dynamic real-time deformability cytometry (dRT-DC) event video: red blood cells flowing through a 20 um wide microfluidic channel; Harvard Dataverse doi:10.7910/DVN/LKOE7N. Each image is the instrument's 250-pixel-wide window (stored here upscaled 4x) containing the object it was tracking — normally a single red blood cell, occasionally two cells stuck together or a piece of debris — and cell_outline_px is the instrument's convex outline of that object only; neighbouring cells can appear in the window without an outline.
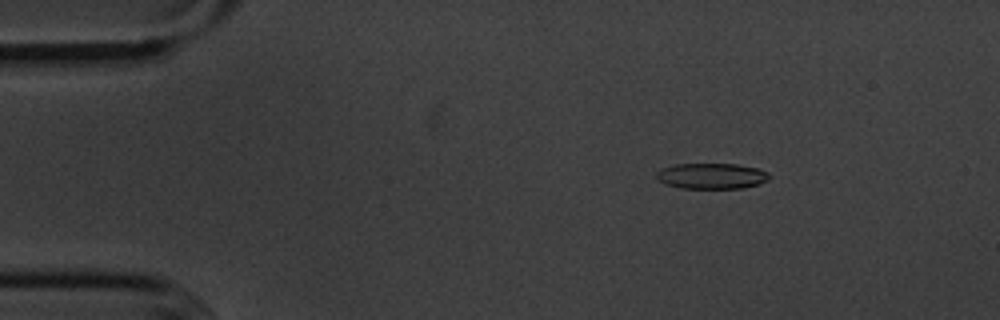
{"species": "common noctule bat (a hibernating species)", "species_latin": "Nyctalus noctula", "temperature_condition": "cold", "stored_images_in_passage": 4, "camera_frame_rate_fps": 3000, "um_per_image_px": 0.085, "animal": {"sex": "male", "body_mass_g": 20.1, "forearm_length_mm": 53.5}, "frame": {"image": 1, "passage_image": 3, "time_ms": 2.333, "image_size_px": [1000, 320], "cell_outline_px": [[772, 176], [768, 180], [760, 184], [740, 188], [680, 188], [656, 180], [656, 172], [660, 168], [676, 164], [736, 164], [756, 168], [768, 172]], "centroid_in_image_um": [60.48, 14.96], "position_along_channel_um": 24.5, "area_um2": 16.99}}